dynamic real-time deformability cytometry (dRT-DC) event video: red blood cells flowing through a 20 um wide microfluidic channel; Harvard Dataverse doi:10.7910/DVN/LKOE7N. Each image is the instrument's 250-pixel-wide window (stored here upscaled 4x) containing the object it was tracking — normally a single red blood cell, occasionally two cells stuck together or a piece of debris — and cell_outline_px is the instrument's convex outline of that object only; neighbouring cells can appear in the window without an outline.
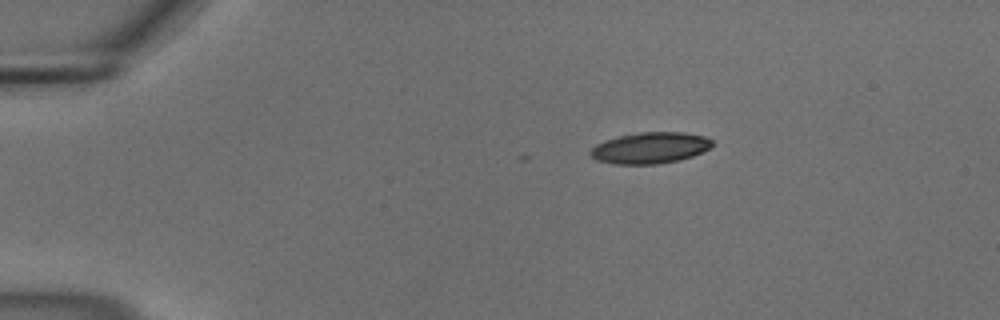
{"species": "common noctule bat (a hibernating species)", "species_latin": "Nyctalus noctula", "temperature_condition": "cold", "stored_images_in_passage": 7, "camera_frame_rate_fps": 3000, "um_per_image_px": 0.085, "animal": {"sex": "male", "body_mass_g": 18.8}, "frame": {"image": 1, "passage_image": 1, "time_ms": 0.0, "image_size_px": [1000, 320], "cell_outline_px": [[712, 144], [704, 152], [692, 156], [676, 160], [656, 164], [612, 164], [596, 160], [588, 152], [596, 144], [604, 140], [620, 136], [640, 132], [684, 132], [704, 136], [712, 140]], "centroid_in_image_um": [55.23, 12.57], "position_along_channel_um": 29.8, "area_um2": 22.08}}